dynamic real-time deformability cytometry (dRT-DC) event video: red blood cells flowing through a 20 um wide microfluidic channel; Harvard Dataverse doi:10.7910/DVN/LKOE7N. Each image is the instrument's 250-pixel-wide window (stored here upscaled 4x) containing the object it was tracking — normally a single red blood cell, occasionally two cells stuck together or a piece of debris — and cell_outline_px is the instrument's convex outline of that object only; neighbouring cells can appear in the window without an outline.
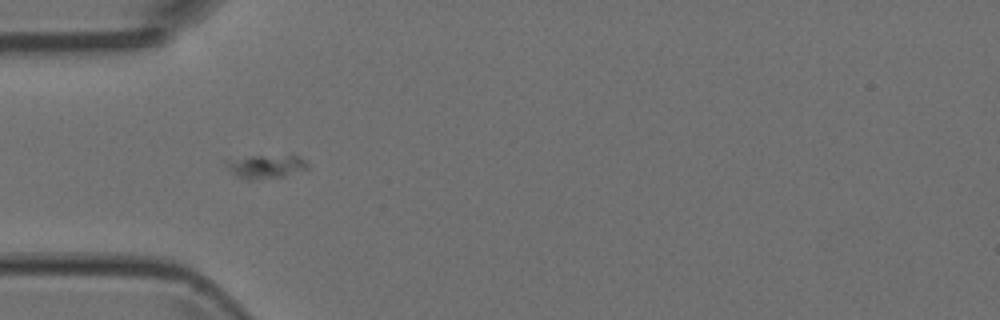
{"species": "Egyptian fruit bat (a non-hibernating species)", "species_latin": "Rousettus aegyptiacus", "temperature_condition": "room temperature", "stored_images_in_passage": 9, "camera_frame_rate_fps": 3000, "um_per_image_px": 0.085, "animal": {"sex": "female"}, "frame": {"image": 1, "passage_image": 4, "time_ms": 1.0, "image_size_px": [1000, 320], "cell_outline_px": [[308, 168], [284, 176], [252, 180], [248, 180], [236, 176], [228, 168], [224, 160], [248, 156], [292, 152], [300, 156], [308, 164]], "centroid_in_image_um": [22.64, 14.09], "position_along_channel_um": 62.4, "area_um2": 11.79}}